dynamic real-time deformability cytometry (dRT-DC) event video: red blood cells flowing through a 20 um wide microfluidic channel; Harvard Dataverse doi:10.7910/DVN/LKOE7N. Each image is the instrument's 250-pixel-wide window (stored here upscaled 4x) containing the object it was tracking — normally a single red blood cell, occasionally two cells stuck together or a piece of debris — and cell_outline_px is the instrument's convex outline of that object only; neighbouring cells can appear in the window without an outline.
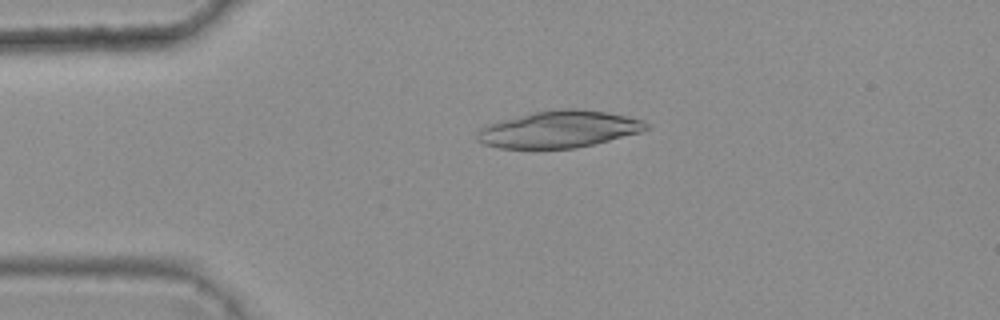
{"species": "common noctule bat (a hibernating species)", "species_latin": "Nyctalus noctula", "temperature_condition": "warm", "stored_images_in_passage": 4, "camera_frame_rate_fps": 3000, "um_per_image_px": 0.085, "animal": {"sex": "female", "body_mass_g": 25.1}, "frame": {"image": 1, "passage_image": 3, "time_ms": 0.667, "image_size_px": [1000, 320], "cell_outline_px": [[652, 128], [640, 132], [576, 148], [500, 148], [484, 144], [476, 140], [476, 132], [480, 128], [488, 124], [500, 120], [532, 112], [564, 108], [584, 108], [608, 112], [628, 116], [644, 120]], "centroid_in_image_um": [47.52, 10.97], "position_along_channel_um": 37.5, "area_um2": 36.53}}